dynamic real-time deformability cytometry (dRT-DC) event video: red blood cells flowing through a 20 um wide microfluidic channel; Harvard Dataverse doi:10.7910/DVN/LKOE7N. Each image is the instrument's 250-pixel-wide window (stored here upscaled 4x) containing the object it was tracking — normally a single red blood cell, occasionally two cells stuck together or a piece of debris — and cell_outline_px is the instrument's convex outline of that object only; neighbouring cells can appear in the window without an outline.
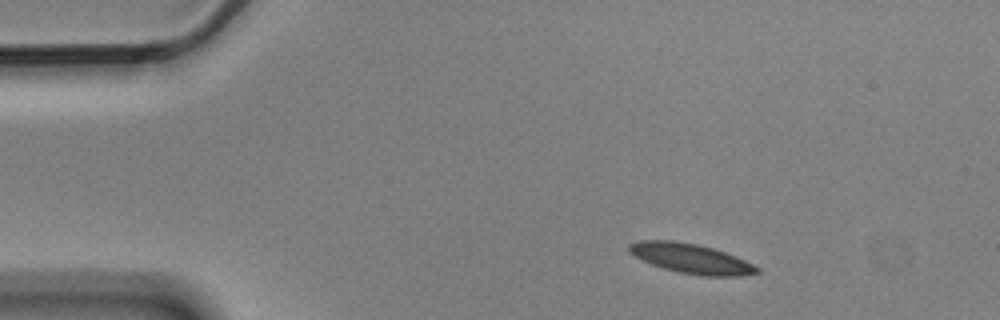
{"species": "Egyptian fruit bat (a non-hibernating species)", "species_latin": "Rousettus aegyptiacus", "temperature_condition": "cold", "stored_images_in_passage": 3, "camera_frame_rate_fps": 3000, "um_per_image_px": 0.085, "animal": {"sex": "male"}, "frame": {"image": 1, "passage_image": 1, "time_ms": 0.0, "image_size_px": [1000, 320], "cell_outline_px": [[760, 272], [740, 276], [704, 276], [676, 272], [652, 264], [628, 252], [628, 244], [640, 240], [672, 240], [696, 244], [712, 248], [736, 256], [760, 268]], "centroid_in_image_um": [58.73, 21.97], "position_along_channel_um": 26.3, "area_um2": 22.02}}